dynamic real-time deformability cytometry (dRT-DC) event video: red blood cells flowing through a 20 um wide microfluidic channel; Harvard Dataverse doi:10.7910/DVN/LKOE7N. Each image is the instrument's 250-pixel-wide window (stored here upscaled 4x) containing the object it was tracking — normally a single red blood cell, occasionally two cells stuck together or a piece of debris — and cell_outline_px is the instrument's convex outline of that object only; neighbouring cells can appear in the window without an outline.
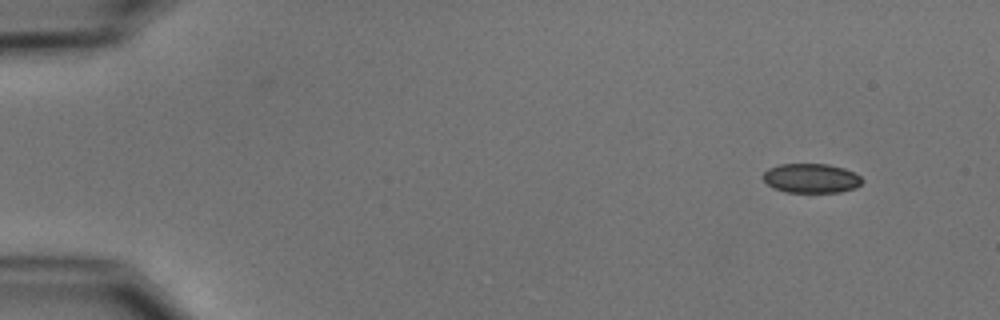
{"species": "common noctule bat (a hibernating species)", "species_latin": "Nyctalus noctula", "temperature_condition": "cold", "stored_images_in_passage": 4, "camera_frame_rate_fps": 3000, "um_per_image_px": 0.085, "animal": {"sex": "male", "body_mass_g": 15.6}, "frame": {"image": 1, "passage_image": 1, "time_ms": 0.0, "image_size_px": [1000, 320], "cell_outline_px": [[864, 180], [856, 188], [840, 192], [784, 192], [768, 184], [760, 176], [768, 168], [780, 164], [828, 164], [844, 168], [856, 172]], "centroid_in_image_um": [68.97, 15.14], "position_along_channel_um": 16.0, "area_um2": 17.11}}
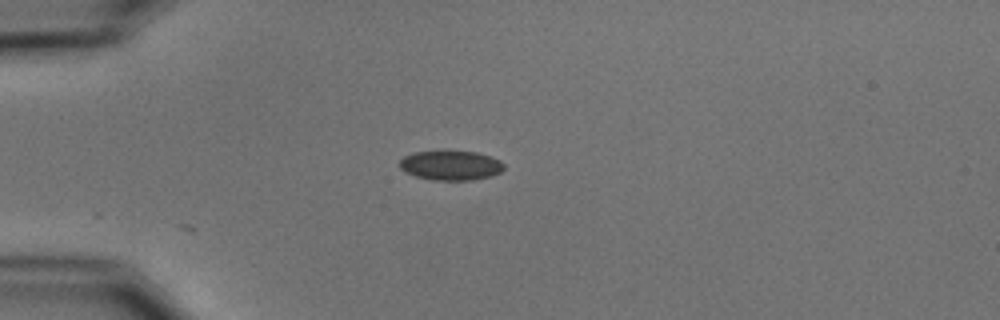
{"frame": {"image": 2, "passage_image": 4, "time_ms": 3.333, "image_size_px": [1000, 320], "cell_outline_px": [[504, 168], [500, 172], [492, 176], [472, 180], [432, 180], [416, 176], [400, 168], [400, 160], [404, 156], [412, 152], [444, 148], [448, 148], [476, 152], [500, 160], [504, 164]], "centroid_in_image_um": [38.3, 14.0], "position_along_channel_um": 46.7, "area_um2": 18.67}}